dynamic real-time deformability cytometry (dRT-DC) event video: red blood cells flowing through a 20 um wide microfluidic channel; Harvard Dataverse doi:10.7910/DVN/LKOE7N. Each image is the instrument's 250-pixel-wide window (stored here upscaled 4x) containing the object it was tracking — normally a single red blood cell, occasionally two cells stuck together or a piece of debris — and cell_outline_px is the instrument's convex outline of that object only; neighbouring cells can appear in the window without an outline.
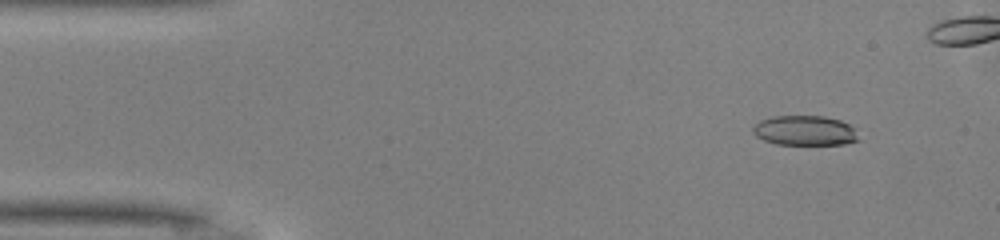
{"species": "common noctule bat (a hibernating species)", "species_latin": "Nyctalus noctula", "temperature_condition": "warm", "stored_images_in_passage": 42, "camera_frame_rate_fps": 3000, "um_per_image_px": 0.085, "animal": {"sex": "male", "body_mass_g": 13.0, "forearm_length_mm": 53.1}, "frame": {"image": 1, "passage_image": 5, "time_ms": 1.333, "image_size_px": [1000, 240], "cell_outline_px": [[860, 140], [844, 144], [776, 144], [764, 140], [756, 136], [752, 132], [752, 128], [760, 120], [772, 116], [824, 116], [840, 120], [856, 128]], "centroid_in_image_um": [68.43, 11.09], "position_along_channel_um": 16.6, "area_um2": 18.5}}
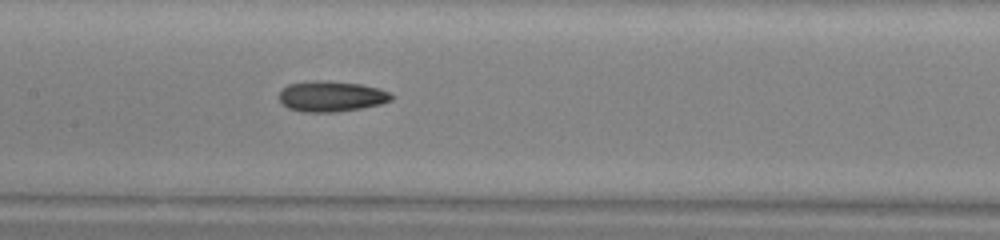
{"frame": {"image": 2, "passage_image": 23, "time_ms": 7.333, "image_size_px": [1000, 240], "cell_outline_px": [[392, 100], [380, 104], [360, 108], [336, 112], [304, 112], [288, 108], [280, 100], [280, 92], [288, 84], [316, 80], [328, 80], [360, 84], [380, 88], [388, 92], [392, 96]], "centroid_in_image_um": [28.17, 8.18], "position_along_channel_um": 179.2, "area_um2": 19.94}}
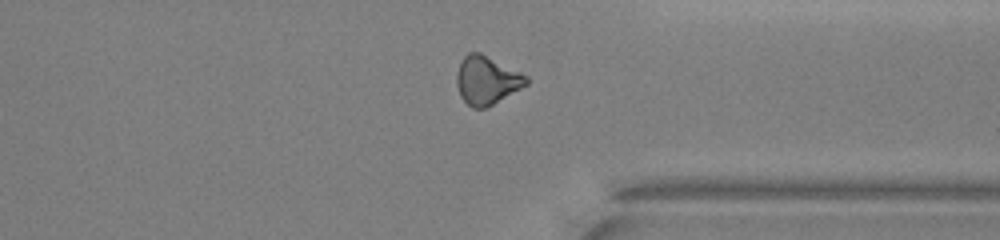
{"frame": {"image": 3, "passage_image": 37, "time_ms": 12.0, "image_size_px": [1000, 240], "cell_outline_px": [[528, 84], [492, 104], [484, 108], [472, 108], [460, 96], [456, 84], [456, 72], [460, 60], [468, 52], [480, 52], [528, 76]], "centroid_in_image_um": [41.34, 6.8], "position_along_channel_um": 370.1, "area_um2": 19.54}}